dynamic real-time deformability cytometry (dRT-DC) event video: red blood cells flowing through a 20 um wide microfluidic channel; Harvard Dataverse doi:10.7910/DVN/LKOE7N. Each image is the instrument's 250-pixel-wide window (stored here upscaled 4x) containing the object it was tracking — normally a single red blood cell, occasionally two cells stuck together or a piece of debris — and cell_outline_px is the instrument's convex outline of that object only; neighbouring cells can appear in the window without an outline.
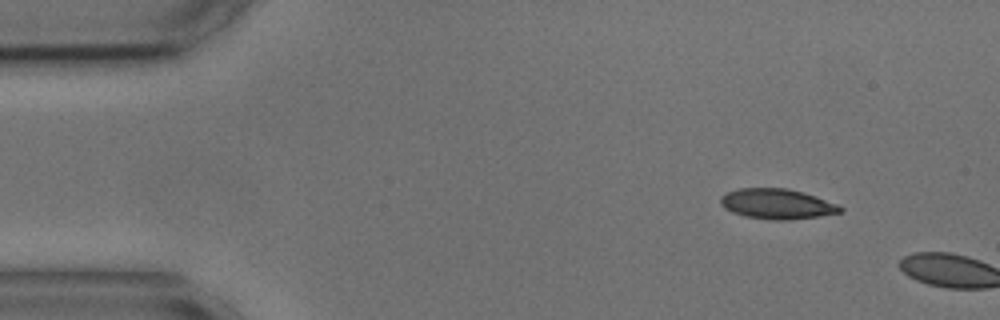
{"species": "common noctule bat (a hibernating species)", "species_latin": "Nyctalus noctula", "temperature_condition": "cold", "stored_images_in_passage": 3, "camera_frame_rate_fps": 3000, "um_per_image_px": 0.085, "animal": {"sex": "male", "body_mass_g": 17.9, "forearm_length_mm": 54.2}, "frame": {"image": 1, "passage_image": 1, "time_ms": 0.0, "image_size_px": [1000, 320], "cell_outline_px": [[844, 208], [840, 212], [820, 216], [788, 220], [772, 220], [744, 216], [732, 212], [724, 208], [720, 204], [720, 196], [728, 192], [740, 188], [788, 188], [816, 196], [836, 204]], "centroid_in_image_um": [66.02, 17.33], "position_along_channel_um": 19.0, "area_um2": 21.04}}